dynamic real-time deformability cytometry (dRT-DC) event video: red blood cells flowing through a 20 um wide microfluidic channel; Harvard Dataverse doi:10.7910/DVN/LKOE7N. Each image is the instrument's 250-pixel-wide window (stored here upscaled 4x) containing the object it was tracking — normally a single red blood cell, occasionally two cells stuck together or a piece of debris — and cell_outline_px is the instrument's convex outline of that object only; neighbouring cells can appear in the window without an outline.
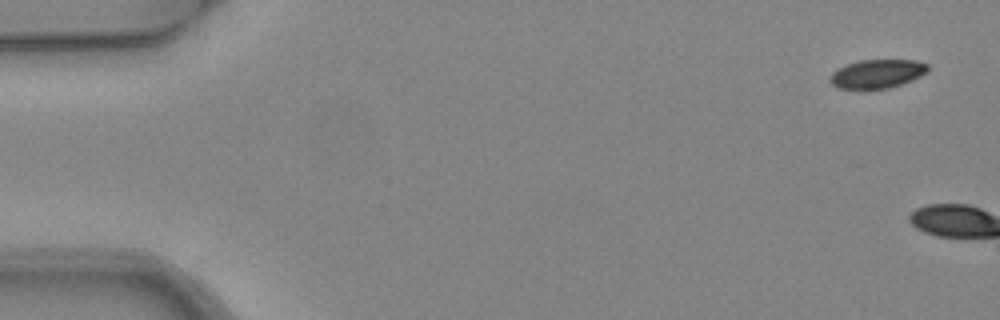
{"species": "common noctule bat (a hibernating species)", "species_latin": "Nyctalus noctula", "temperature_condition": "warm", "stored_images_in_passage": 2, "camera_frame_rate_fps": 3000, "um_per_image_px": 0.085, "animal": {"sex": "female", "body_mass_g": 24.6, "forearm_length_mm": 56.2}, "frame": {"image": 1, "passage_image": 1, "time_ms": 0.0, "image_size_px": [1000, 320], "cell_outline_px": [[928, 72], [912, 80], [888, 88], [840, 88], [832, 84], [828, 80], [828, 76], [836, 68], [860, 60], [916, 60], [928, 64]], "centroid_in_image_um": [74.54, 6.26], "position_along_channel_um": 10.5, "area_um2": 16.3}}